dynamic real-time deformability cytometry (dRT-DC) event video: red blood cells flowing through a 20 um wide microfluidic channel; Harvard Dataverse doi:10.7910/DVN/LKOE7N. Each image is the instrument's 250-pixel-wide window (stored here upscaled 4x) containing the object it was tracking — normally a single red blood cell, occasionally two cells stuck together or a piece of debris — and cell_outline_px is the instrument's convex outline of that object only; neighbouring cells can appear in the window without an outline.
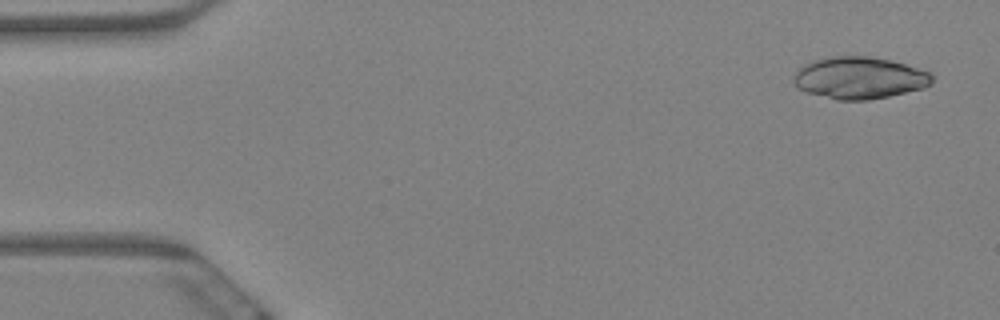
{"species": "Egyptian fruit bat (a non-hibernating species)", "species_latin": "Rousettus aegyptiacus", "temperature_condition": "warm", "stored_images_in_passage": 6, "camera_frame_rate_fps": 3000, "um_per_image_px": 0.085, "animal": {"sex": "female"}, "frame": {"image": 1, "passage_image": 1, "time_ms": 0.0, "image_size_px": [1000, 320], "cell_outline_px": [[932, 84], [924, 88], [888, 96], [868, 100], [836, 100], [808, 92], [796, 88], [792, 80], [796, 72], [804, 64], [812, 60], [828, 56], [868, 56], [892, 60], [932, 72]], "centroid_in_image_um": [73.05, 6.61], "position_along_channel_um": 12.0, "area_um2": 34.1}}
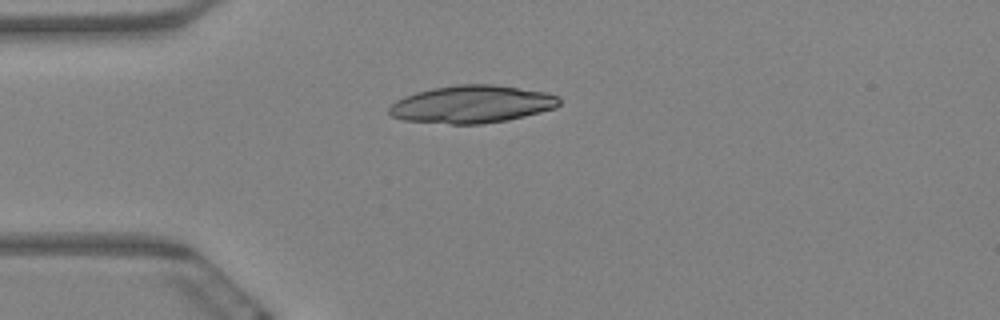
{"frame": {"image": 2, "passage_image": 4, "time_ms": 1.0, "image_size_px": [1000, 320], "cell_outline_px": [[560, 104], [556, 108], [508, 120], [480, 124], [448, 124], [404, 120], [392, 116], [388, 112], [388, 108], [396, 100], [404, 96], [416, 92], [432, 88], [456, 84], [492, 84], [548, 92], [560, 96]], "centroid_in_image_um": [40.12, 8.85], "position_along_channel_um": 44.9, "area_um2": 37.51}}